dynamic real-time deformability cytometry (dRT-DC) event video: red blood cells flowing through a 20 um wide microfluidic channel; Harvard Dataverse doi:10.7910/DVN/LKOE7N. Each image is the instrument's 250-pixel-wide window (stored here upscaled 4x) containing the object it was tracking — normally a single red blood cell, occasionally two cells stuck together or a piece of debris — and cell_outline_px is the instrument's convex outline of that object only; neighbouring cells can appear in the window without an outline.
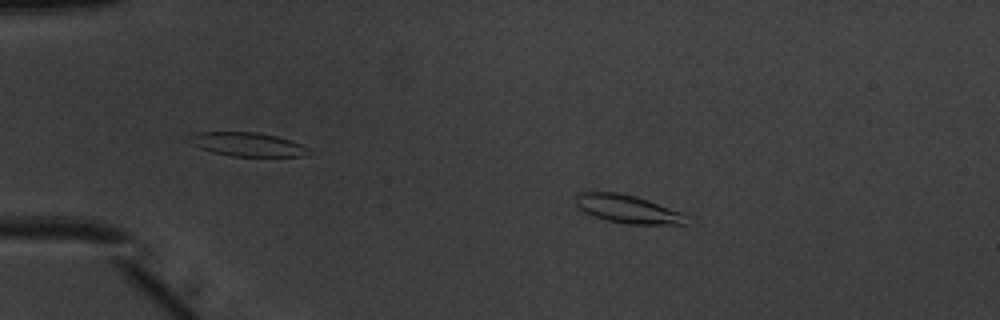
{"species": "common noctule bat (a hibernating species)", "species_latin": "Nyctalus noctula", "temperature_condition": "warm", "stored_images_in_passage": 52, "camera_frame_rate_fps": 3000, "um_per_image_px": 0.085, "animal": {"sex": "male", "body_mass_g": 20.1, "forearm_length_mm": 53.5}, "frame": {"image": 1, "passage_image": 10, "time_ms": 3.0, "image_size_px": [1000, 320], "cell_outline_px": [[688, 224], [628, 224], [608, 220], [584, 212], [576, 204], [576, 196], [580, 192], [616, 192], [636, 196], [684, 212], [688, 216]], "centroid_in_image_um": [53.42, 17.77], "position_along_channel_um": 31.6, "area_um2": 18.15}}
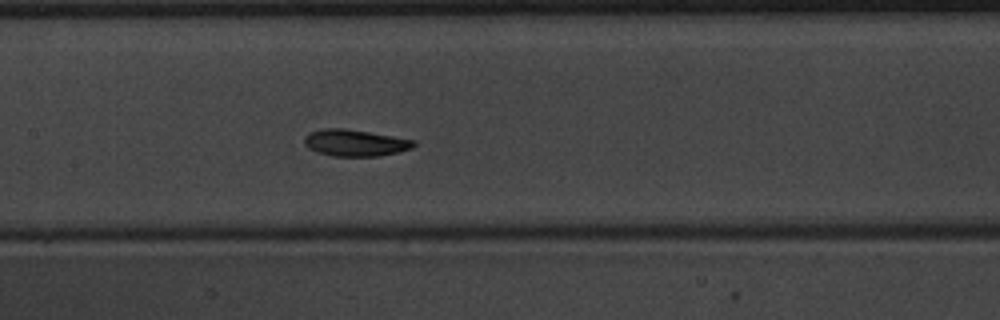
{"frame": {"image": 2, "passage_image": 26, "time_ms": 8.333, "image_size_px": [1000, 320], "cell_outline_px": [[416, 144], [412, 148], [400, 152], [380, 156], [332, 156], [308, 148], [304, 144], [304, 140], [308, 132], [324, 128], [344, 128], [416, 140]], "centroid_in_image_um": [30.2, 12.14], "position_along_channel_um": 177.2, "area_um2": 16.99}}
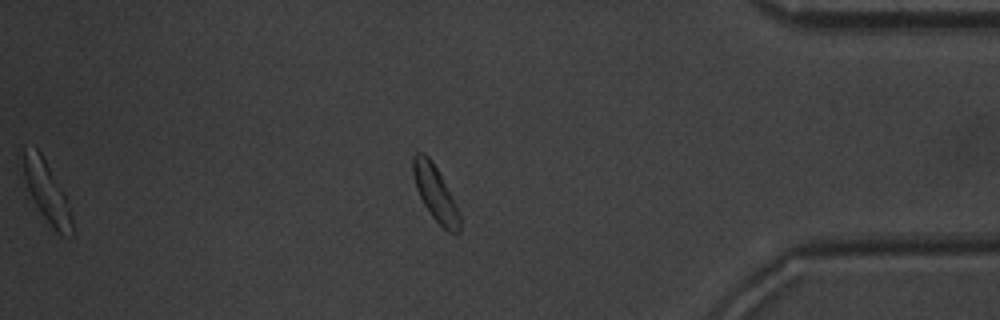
{"frame": {"image": 3, "passage_image": 45, "time_ms": 14.667, "image_size_px": [1000, 320], "cell_outline_px": [[460, 232], [456, 236], [448, 232], [432, 216], [424, 204], [416, 188], [412, 172], [412, 156], [416, 152], [424, 152], [432, 160], [456, 204], [460, 212]], "centroid_in_image_um": [37.0, 16.43], "position_along_channel_um": 398.2, "area_um2": 15.03}, "authors_computed_cell_mechanics": {"area_um2": 16.6464, "velocity_mm_per_s": 3.9161, "shape_relaxation_time_tau1_ms": 2.0374, "shape_relaxation_time_tau2_ms": 2.1616, "deformation_change_tau1": 0.0896, "deformation_change_tau2": 0.0668}}